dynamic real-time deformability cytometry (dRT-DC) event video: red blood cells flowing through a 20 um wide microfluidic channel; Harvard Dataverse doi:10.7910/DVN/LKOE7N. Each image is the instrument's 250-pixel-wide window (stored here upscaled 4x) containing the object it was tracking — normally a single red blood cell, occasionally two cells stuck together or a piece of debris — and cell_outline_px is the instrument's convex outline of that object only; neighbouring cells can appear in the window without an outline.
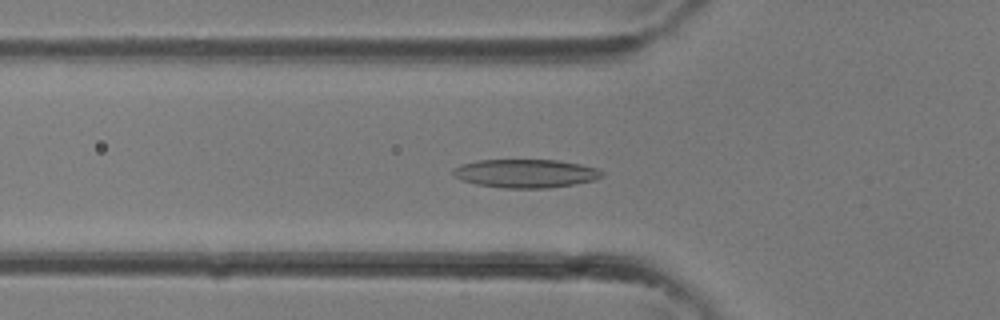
{"species": "common noctule bat (a hibernating species)", "species_latin": "Nyctalus noctula", "temperature_condition": "room temperature", "stored_images_in_passage": 34, "camera_frame_rate_fps": 3000, "um_per_image_px": 0.085, "animal": {"sex": "female"}, "frame": {"image": 1, "passage_image": 12, "time_ms": 3.667, "image_size_px": [1000, 320], "cell_outline_px": [[604, 176], [596, 180], [576, 184], [548, 188], [504, 188], [476, 184], [460, 180], [452, 176], [452, 168], [460, 164], [476, 160], [560, 160], [580, 164], [596, 168], [604, 172]], "centroid_in_image_um": [44.66, 14.74], "position_along_channel_um": 81.1, "area_um2": 25.09}}
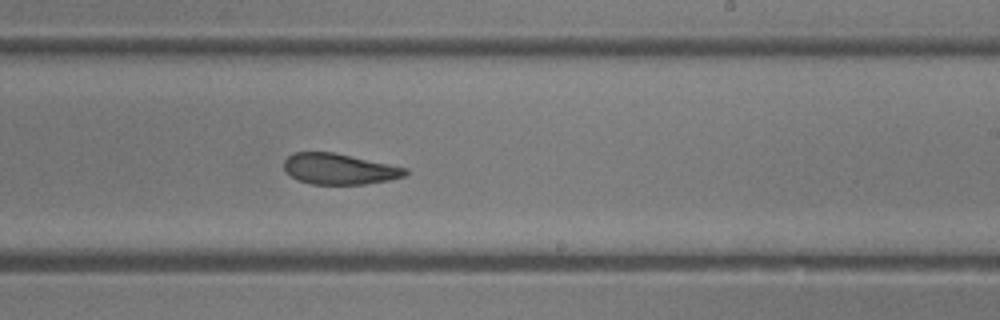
{"frame": {"image": 2, "passage_image": 21, "time_ms": 6.667, "image_size_px": [1000, 320], "cell_outline_px": [[408, 172], [404, 176], [388, 180], [364, 184], [312, 184], [296, 180], [284, 168], [284, 160], [292, 152], [332, 152], [408, 168]], "centroid_in_image_um": [28.81, 14.36], "position_along_channel_um": 260.2, "area_um2": 21.62}}
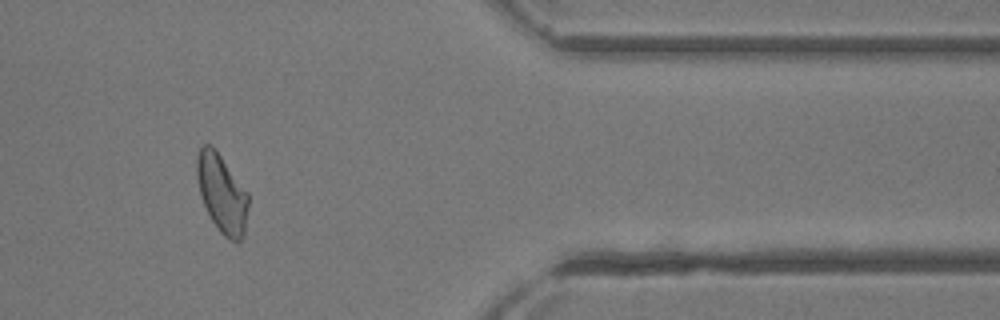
{"frame": {"image": 3, "passage_image": 29, "time_ms": 9.333, "image_size_px": [1000, 320], "cell_outline_px": [[248, 204], [244, 236], [236, 244], [224, 236], [220, 232], [212, 220], [200, 196], [196, 176], [196, 156], [200, 148], [204, 144], [212, 144], [248, 192]], "centroid_in_image_um": [18.85, 16.44], "position_along_channel_um": 392.5, "area_um2": 23.64}}